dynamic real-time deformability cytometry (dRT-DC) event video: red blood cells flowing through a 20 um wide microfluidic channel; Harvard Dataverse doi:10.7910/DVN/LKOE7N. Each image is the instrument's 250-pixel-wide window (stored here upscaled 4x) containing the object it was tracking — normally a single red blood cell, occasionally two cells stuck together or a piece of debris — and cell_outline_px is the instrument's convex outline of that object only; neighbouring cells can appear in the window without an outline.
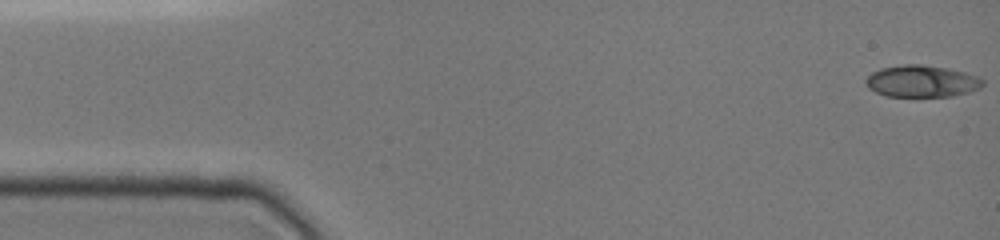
{"species": "common noctule bat (a hibernating species)", "species_latin": "Nyctalus noctula", "temperature_condition": "cold", "stored_images_in_passage": 13, "camera_frame_rate_fps": 3000, "um_per_image_px": 0.085, "animal": {"sex": "female", "body_mass_g": 19.0, "forearm_length_mm": 51.5}, "frame": {"image": 1, "passage_image": 1, "time_ms": 0.0, "image_size_px": [1000, 240], "cell_outline_px": [[984, 84], [980, 88], [968, 92], [952, 96], [884, 96], [868, 88], [864, 84], [864, 80], [872, 72], [880, 68], [904, 64], [924, 64], [948, 68], [964, 72], [976, 76], [984, 80]], "centroid_in_image_um": [78.32, 6.9], "position_along_channel_um": 6.7, "area_um2": 21.85}}
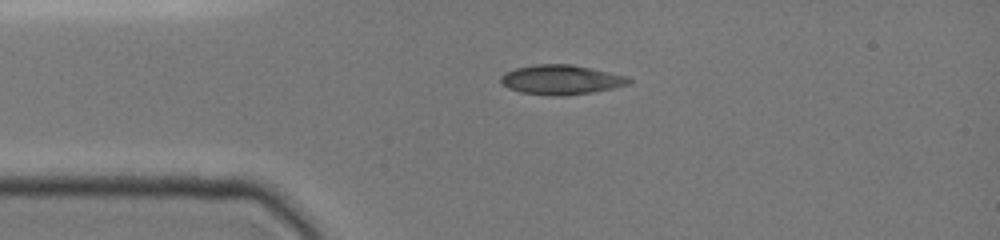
{"frame": {"image": 2, "passage_image": 8, "time_ms": 3.333, "image_size_px": [1000, 240], "cell_outline_px": [[632, 80], [628, 84], [612, 88], [592, 92], [564, 96], [552, 96], [520, 92], [508, 88], [500, 80], [500, 76], [504, 72], [516, 68], [536, 64], [572, 64], [628, 76]], "centroid_in_image_um": [47.68, 6.77], "position_along_channel_um": 37.3, "area_um2": 22.08}}
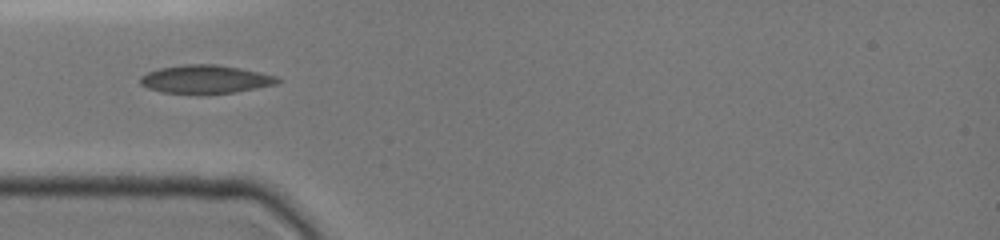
{"frame": {"image": 3, "passage_image": 11, "time_ms": 4.667, "image_size_px": [1000, 240], "cell_outline_px": [[280, 80], [276, 84], [236, 92], [200, 96], [160, 92], [148, 88], [140, 84], [140, 76], [148, 72], [160, 68], [184, 64], [216, 64], [240, 68], [276, 76]], "centroid_in_image_um": [17.41, 6.77], "position_along_channel_um": 67.6, "area_um2": 23.18}}